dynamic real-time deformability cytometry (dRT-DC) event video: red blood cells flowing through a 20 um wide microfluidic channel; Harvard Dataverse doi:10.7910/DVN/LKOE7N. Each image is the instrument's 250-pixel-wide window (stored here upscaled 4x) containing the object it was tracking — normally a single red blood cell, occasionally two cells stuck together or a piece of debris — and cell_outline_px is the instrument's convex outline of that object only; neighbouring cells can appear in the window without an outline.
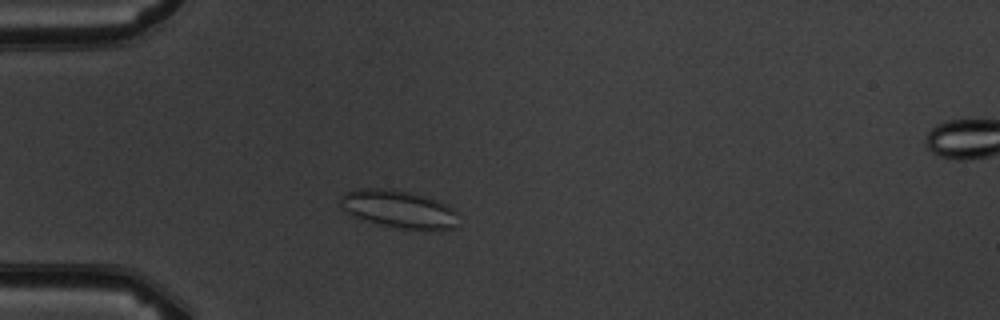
{"species": "common noctule bat (a hibernating species)", "species_latin": "Nyctalus noctula", "temperature_condition": "warm", "stored_images_in_passage": 5, "camera_frame_rate_fps": 3000, "um_per_image_px": 0.085, "animal": {"sex": "male", "body_mass_g": 19.5, "forearm_length_mm": 54.6}, "frame": {"image": 1, "passage_image": 4, "time_ms": 3.333, "image_size_px": [1000, 320], "cell_outline_px": [[456, 228], [420, 232], [400, 228], [352, 216], [340, 204], [340, 200], [344, 192], [360, 188], [392, 188], [428, 196], [440, 200], [452, 208], [456, 212]], "centroid_in_image_um": [33.95, 17.77], "position_along_channel_um": 51.0, "area_um2": 26.3}}